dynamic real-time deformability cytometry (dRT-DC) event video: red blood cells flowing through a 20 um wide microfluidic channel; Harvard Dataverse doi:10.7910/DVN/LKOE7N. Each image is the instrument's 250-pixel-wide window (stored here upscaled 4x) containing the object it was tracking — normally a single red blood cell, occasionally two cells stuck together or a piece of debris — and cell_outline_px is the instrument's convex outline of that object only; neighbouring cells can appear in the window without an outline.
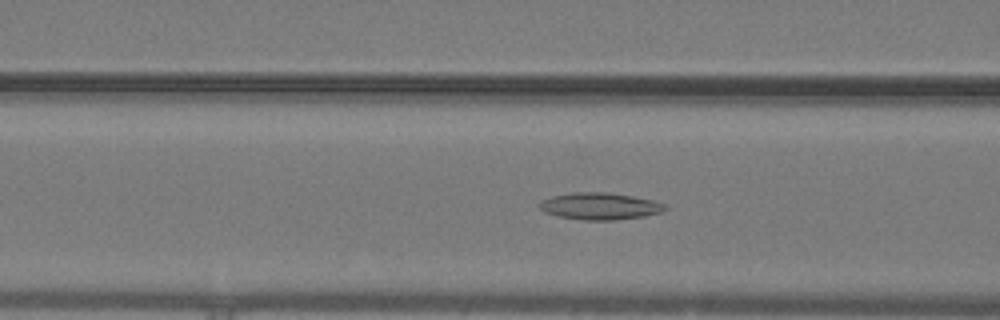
{"species": "common noctule bat (a hibernating species)", "species_latin": "Nyctalus noctula", "temperature_condition": "warm", "stored_images_in_passage": 30, "camera_frame_rate_fps": 3000, "um_per_image_px": 0.085, "animal": {"sex": "male", "body_mass_g": 19.2, "forearm_length_mm": 51.8}, "frame": {"image": 1, "passage_image": 5, "time_ms": 1.333, "image_size_px": [1000, 320], "cell_outline_px": [[668, 208], [660, 212], [644, 216], [612, 220], [584, 220], [560, 216], [544, 212], [540, 208], [540, 200], [552, 196], [572, 192], [604, 192], [632, 196], [652, 200], [664, 204]], "centroid_in_image_um": [50.97, 17.52], "position_along_channel_um": 115.6, "area_um2": 19.48}}
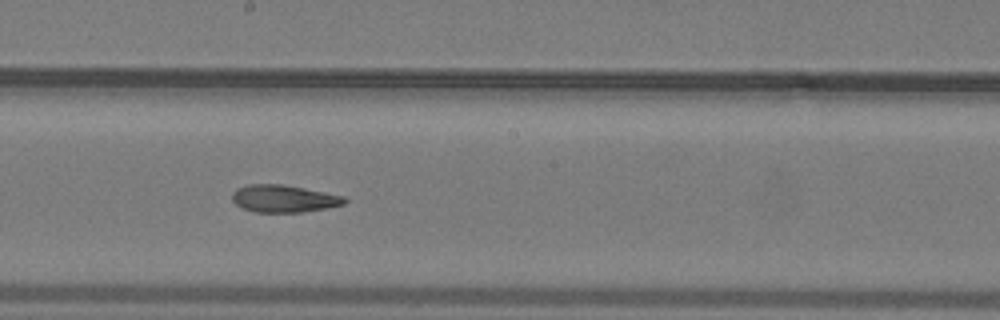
{"frame": {"image": 2, "passage_image": 13, "time_ms": 4.0, "image_size_px": [1000, 320], "cell_outline_px": [[348, 200], [344, 204], [328, 208], [300, 212], [256, 212], [244, 208], [236, 204], [232, 200], [232, 192], [236, 188], [248, 184], [280, 184], [344, 196]], "centroid_in_image_um": [24.1, 16.88], "position_along_channel_um": 224.1, "area_um2": 17.74}}
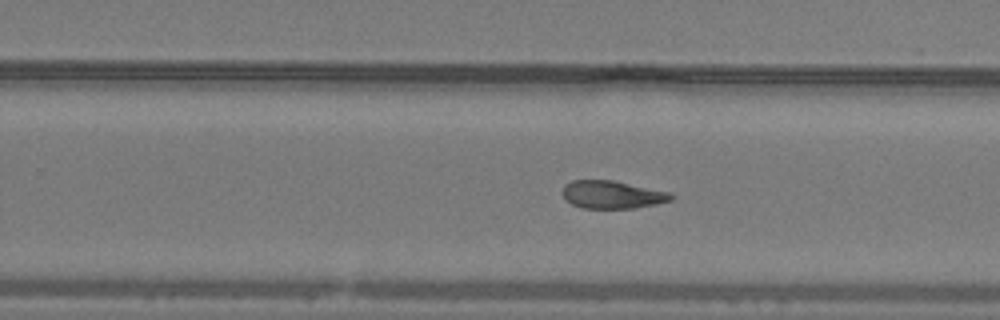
{"frame": {"image": 3, "passage_image": 17, "time_ms": 5.333, "image_size_px": [1000, 320], "cell_outline_px": [[672, 200], [656, 204], [632, 208], [584, 208], [572, 204], [564, 200], [564, 184], [572, 180], [612, 180], [672, 192]], "centroid_in_image_um": [52.04, 16.54], "position_along_channel_um": 277.8, "area_um2": 17.57}, "authors_computed_cell_mechanics": {"area_um2": 18.2937, "velocity_mm_per_s": 4.0706, "shape_relaxation_time_tau1_ms": null, "shape_relaxation_time_tau2_ms": 4.1574, "deformation_change_tau1": null, "deformation_change_tau2": 0.1273}}